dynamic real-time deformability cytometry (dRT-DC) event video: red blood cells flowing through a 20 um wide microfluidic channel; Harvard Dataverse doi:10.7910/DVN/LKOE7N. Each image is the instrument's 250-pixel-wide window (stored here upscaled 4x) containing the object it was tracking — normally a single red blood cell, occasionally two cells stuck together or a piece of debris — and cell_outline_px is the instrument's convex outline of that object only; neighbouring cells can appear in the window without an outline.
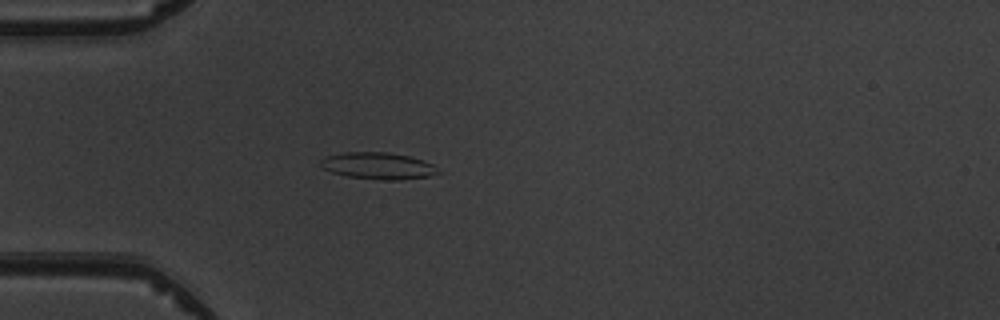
{"species": "common noctule bat (a hibernating species)", "species_latin": "Nyctalus noctula", "temperature_condition": "warm", "stored_images_in_passage": 5, "camera_frame_rate_fps": 3000, "um_per_image_px": 0.085, "animal": {"sex": "male", "body_mass_g": 19.5, "forearm_length_mm": 54.6}, "frame": {"image": 1, "passage_image": 5, "time_ms": 4.667, "image_size_px": [1000, 320], "cell_outline_px": [[440, 172], [428, 176], [400, 180], [384, 180], [348, 176], [332, 172], [324, 168], [320, 164], [320, 160], [324, 156], [344, 152], [388, 152], [408, 156], [424, 160], [432, 164]], "centroid_in_image_um": [32.12, 14.08], "position_along_channel_um": 52.9, "area_um2": 18.21}}